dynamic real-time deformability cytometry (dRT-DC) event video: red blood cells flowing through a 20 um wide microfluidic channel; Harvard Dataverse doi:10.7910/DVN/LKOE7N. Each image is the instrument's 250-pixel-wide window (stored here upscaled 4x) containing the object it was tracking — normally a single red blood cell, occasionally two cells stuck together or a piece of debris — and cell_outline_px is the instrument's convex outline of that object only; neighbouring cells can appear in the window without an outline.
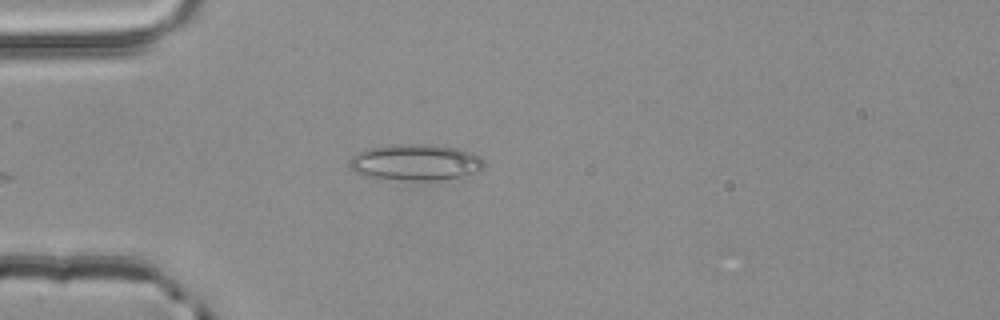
{"species": "common noctule bat (a hibernating species)", "species_latin": "Nyctalus noctula", "temperature_condition": "room temperature", "stored_images_in_passage": 3, "camera_frame_rate_fps": 3000, "um_per_image_px": 0.085, "animal": {"sex": "male", "body_mass_g": 20.4}, "frame": {"image": 1, "passage_image": 3, "time_ms": 0.667, "image_size_px": [1000, 320], "cell_outline_px": [[484, 168], [480, 172], [464, 176], [440, 180], [404, 180], [364, 176], [356, 172], [348, 164], [352, 156], [364, 148], [396, 144], [428, 144], [456, 148], [472, 152], [480, 156], [484, 160]], "centroid_in_image_um": [35.35, 13.79], "position_along_channel_um": 49.6, "area_um2": 28.73}}